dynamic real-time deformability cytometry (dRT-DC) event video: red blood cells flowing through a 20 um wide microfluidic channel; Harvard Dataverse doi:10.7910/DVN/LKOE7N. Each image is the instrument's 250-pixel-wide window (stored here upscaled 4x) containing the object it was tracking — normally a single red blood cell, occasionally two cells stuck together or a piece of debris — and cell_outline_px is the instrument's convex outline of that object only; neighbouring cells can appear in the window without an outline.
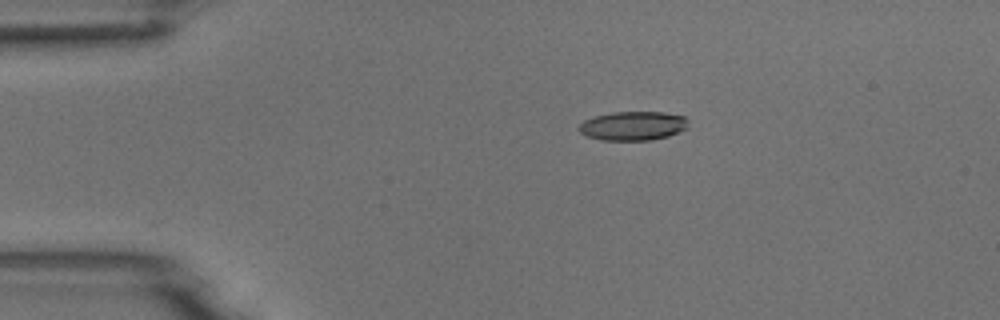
{"species": "common noctule bat (a hibernating species)", "species_latin": "Nyctalus noctula", "temperature_condition": "room temperature", "stored_images_in_passage": 4, "camera_frame_rate_fps": 3000, "um_per_image_px": 0.085, "animal": {"sex": "male", "body_mass_g": 18.8}, "frame": {"image": 1, "passage_image": 4, "time_ms": 3.333, "image_size_px": [1000, 320], "cell_outline_px": [[688, 128], [668, 136], [652, 140], [600, 140], [584, 136], [580, 132], [580, 124], [584, 120], [596, 116], [612, 112], [664, 112], [684, 116], [688, 120]], "centroid_in_image_um": [53.82, 10.7], "position_along_channel_um": 31.2, "area_um2": 18.55}}